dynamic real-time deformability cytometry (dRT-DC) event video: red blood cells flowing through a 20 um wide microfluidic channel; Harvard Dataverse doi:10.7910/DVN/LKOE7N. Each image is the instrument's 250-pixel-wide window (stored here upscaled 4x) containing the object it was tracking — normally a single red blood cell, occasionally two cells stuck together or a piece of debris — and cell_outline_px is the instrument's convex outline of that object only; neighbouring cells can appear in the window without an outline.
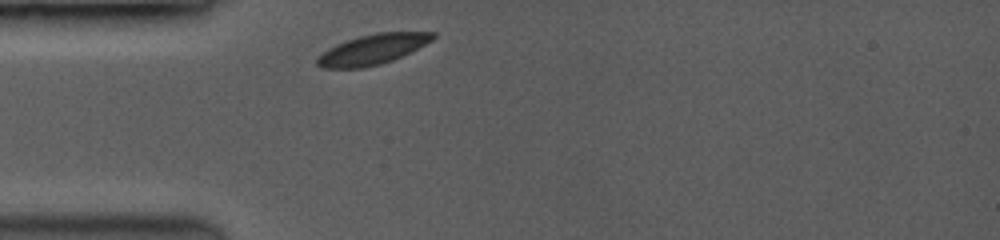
{"species": "common noctule bat (a hibernating species)", "species_latin": "Nyctalus noctula", "temperature_condition": "room temperature", "stored_images_in_passage": 35, "camera_frame_rate_fps": 3500, "um_per_image_px": 0.085, "animal": {"sex": "female", "body_mass_g": 19.0, "forearm_length_mm": 53.3}, "frame": {"image": 1, "passage_image": 1, "time_ms": 0.0, "image_size_px": [1000, 240], "cell_outline_px": [[436, 36], [432, 40], [392, 60], [380, 64], [360, 68], [320, 68], [316, 64], [316, 56], [328, 48], [336, 44], [360, 36], [376, 32], [436, 32]], "centroid_in_image_um": [31.6, 4.2], "position_along_channel_um": 53.4, "area_um2": 20.11}}
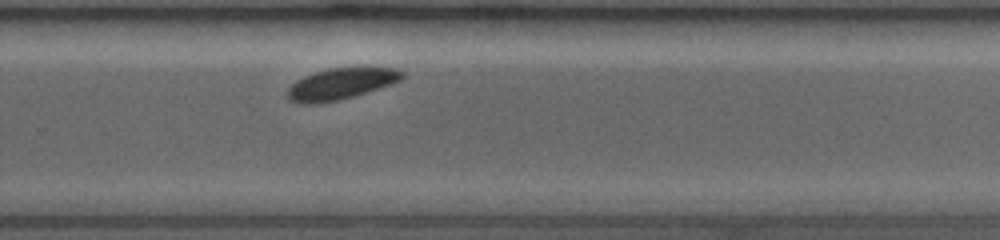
{"frame": {"image": 2, "passage_image": 22, "time_ms": 6.571, "image_size_px": [1000, 240], "cell_outline_px": [[404, 76], [400, 80], [352, 96], [336, 100], [316, 104], [304, 104], [288, 100], [288, 88], [292, 84], [304, 76], [316, 72], [332, 68], [392, 68], [404, 72]], "centroid_in_image_um": [28.91, 7.13], "position_along_channel_um": 300.9, "area_um2": 20.17}}
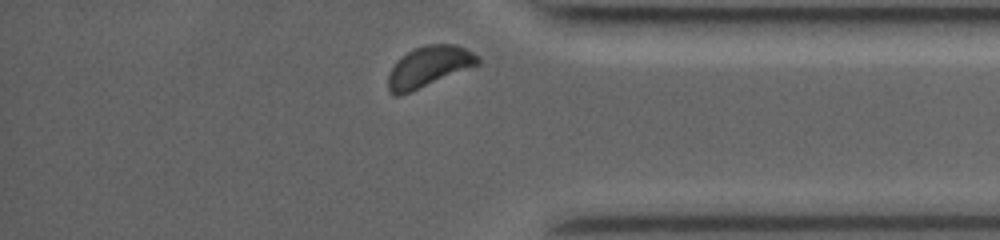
{"frame": {"image": 3, "passage_image": 34, "time_ms": 9.143, "image_size_px": [1000, 240], "cell_outline_px": [[480, 64], [412, 92], [400, 96], [392, 96], [388, 92], [388, 72], [396, 60], [400, 56], [416, 48], [428, 44], [456, 44], [472, 52], [480, 60]], "centroid_in_image_um": [36.4, 5.69], "position_along_channel_um": 398.8, "area_um2": 21.56}}